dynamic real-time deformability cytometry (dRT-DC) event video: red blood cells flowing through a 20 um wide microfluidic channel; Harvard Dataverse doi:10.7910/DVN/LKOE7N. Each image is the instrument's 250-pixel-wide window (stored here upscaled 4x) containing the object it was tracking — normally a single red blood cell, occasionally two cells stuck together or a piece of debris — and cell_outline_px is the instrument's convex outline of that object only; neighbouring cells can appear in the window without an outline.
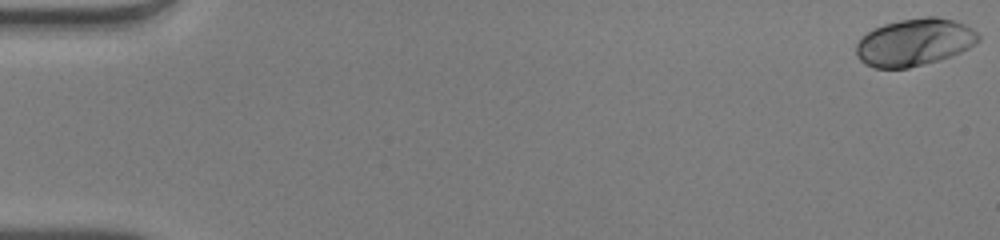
{"species": "human", "species_latin": "Homo sapiens", "temperature_condition": "warm", "stored_images_in_passage": 20, "camera_frame_rate_fps": 3000, "um_per_image_px": 0.085, "donor": {"sex": "male"}, "frame": {"image": 1, "passage_image": 1, "time_ms": 0.0, "image_size_px": [1000, 240], "cell_outline_px": [[980, 40], [968, 48], [960, 52], [940, 60], [908, 68], [876, 68], [864, 64], [856, 56], [856, 44], [868, 32], [884, 24], [900, 20], [924, 16], [936, 16], [952, 20], [964, 24], [972, 28], [980, 36]], "centroid_in_image_um": [77.73, 3.59], "position_along_channel_um": 7.3, "area_um2": 33.58}}
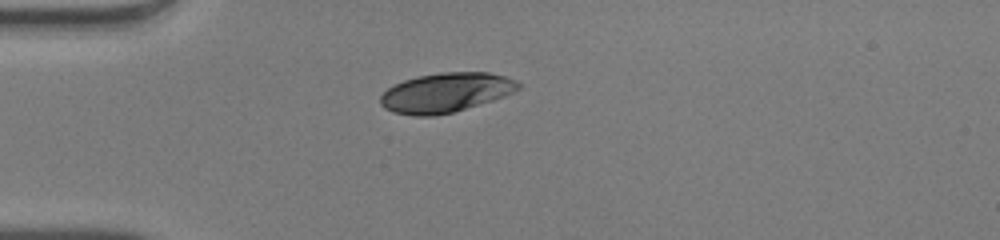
{"frame": {"image": 2, "passage_image": 15, "time_ms": 4.667, "image_size_px": [1000, 240], "cell_outline_px": [[520, 88], [504, 96], [492, 100], [452, 112], [432, 116], [412, 116], [392, 112], [384, 108], [380, 104], [380, 96], [388, 88], [404, 80], [420, 76], [440, 72], [488, 72], [504, 76], [516, 80], [520, 84]], "centroid_in_image_um": [37.87, 7.87], "position_along_channel_um": 47.1, "area_um2": 31.5}}
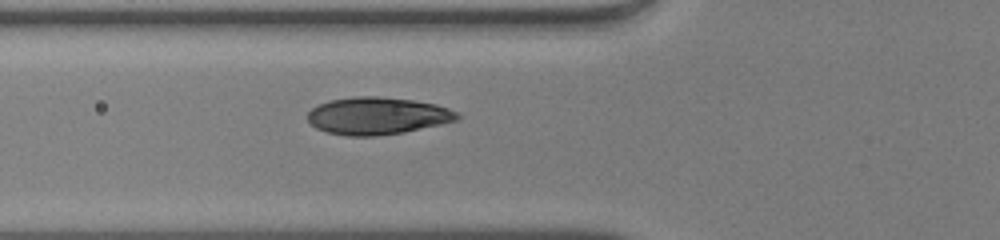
{"frame": {"image": 3, "passage_image": 20, "time_ms": 6.333, "image_size_px": [1000, 240], "cell_outline_px": [[460, 120], [404, 132], [376, 136], [348, 136], [328, 132], [316, 128], [308, 120], [308, 112], [312, 108], [328, 100], [356, 96], [380, 96], [412, 100], [436, 104], [448, 108], [456, 112], [460, 116]], "centroid_in_image_um": [32.09, 9.84], "position_along_channel_um": 93.7, "area_um2": 32.54}}